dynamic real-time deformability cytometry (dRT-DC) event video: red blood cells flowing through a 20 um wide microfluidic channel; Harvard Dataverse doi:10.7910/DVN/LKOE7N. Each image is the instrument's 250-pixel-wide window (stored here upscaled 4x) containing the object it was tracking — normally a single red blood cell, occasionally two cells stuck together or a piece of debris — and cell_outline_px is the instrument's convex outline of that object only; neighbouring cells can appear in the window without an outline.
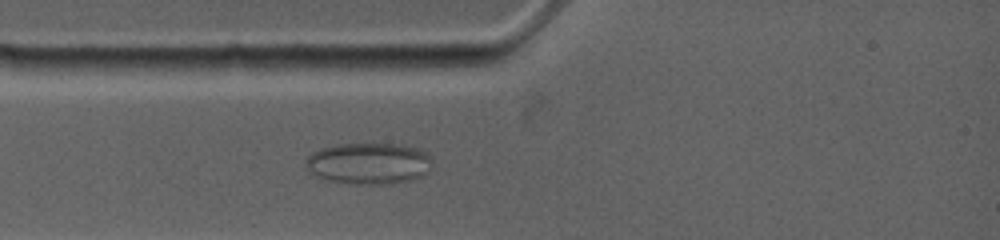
{"species": "common noctule bat (a hibernating species)", "species_latin": "Nyctalus noctula", "temperature_condition": "warm", "stored_images_in_passage": 52, "camera_frame_rate_fps": 4500, "um_per_image_px": 0.085, "animal": {"sex": "female", "body_mass_g": 19.0, "forearm_length_mm": 53.3}, "frame": {"image": 1, "passage_image": 6, "time_ms": 1.556, "image_size_px": [1000, 240], "cell_outline_px": [[432, 160], [428, 172], [420, 176], [408, 180], [392, 184], [348, 184], [328, 180], [316, 176], [308, 172], [304, 164], [304, 160], [312, 152], [320, 148], [336, 144], [396, 144], [420, 148], [432, 156]], "centroid_in_image_um": [31.31, 13.89], "position_along_channel_um": 53.7, "area_um2": 30.98}}
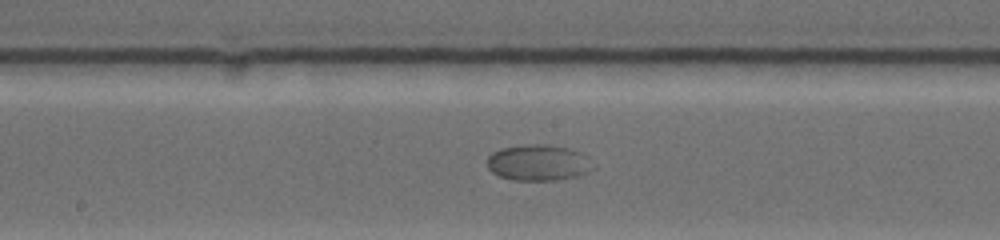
{"frame": {"image": 2, "passage_image": 21, "time_ms": 5.778, "image_size_px": [1000, 240], "cell_outline_px": [[596, 168], [588, 172], [576, 176], [556, 180], [512, 180], [496, 176], [488, 168], [488, 156], [492, 152], [500, 148], [524, 144], [548, 144], [568, 148], [580, 152], [588, 156]], "centroid_in_image_um": [45.76, 13.82], "position_along_channel_um": 202.4, "area_um2": 22.6}}
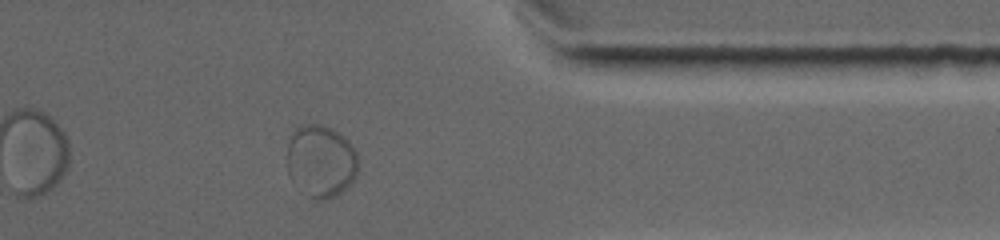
{"frame": {"image": 3, "passage_image": 41, "time_ms": 11.333, "image_size_px": [1000, 240], "cell_outline_px": [[360, 164], [356, 176], [336, 196], [328, 200], [316, 200], [308, 196], [288, 176], [288, 140], [292, 132], [300, 124], [320, 124], [332, 128], [344, 136], [352, 144], [356, 152]], "centroid_in_image_um": [27.29, 13.67], "position_along_channel_um": 384.1, "area_um2": 30.35}}